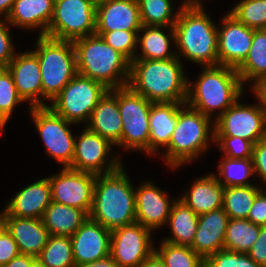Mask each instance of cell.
<instances>
[{
	"mask_svg": "<svg viewBox=\"0 0 266 267\" xmlns=\"http://www.w3.org/2000/svg\"><path fill=\"white\" fill-rule=\"evenodd\" d=\"M187 79L183 62L178 57L165 60L134 59L130 63L128 86L153 103H186Z\"/></svg>",
	"mask_w": 266,
	"mask_h": 267,
	"instance_id": "cell-1",
	"label": "cell"
},
{
	"mask_svg": "<svg viewBox=\"0 0 266 267\" xmlns=\"http://www.w3.org/2000/svg\"><path fill=\"white\" fill-rule=\"evenodd\" d=\"M89 218L113 230L136 222L135 188L124 169L96 175Z\"/></svg>",
	"mask_w": 266,
	"mask_h": 267,
	"instance_id": "cell-2",
	"label": "cell"
},
{
	"mask_svg": "<svg viewBox=\"0 0 266 267\" xmlns=\"http://www.w3.org/2000/svg\"><path fill=\"white\" fill-rule=\"evenodd\" d=\"M202 69L195 83L188 79L186 104L203 115H215V120L243 97L244 85L233 67L216 65Z\"/></svg>",
	"mask_w": 266,
	"mask_h": 267,
	"instance_id": "cell-3",
	"label": "cell"
},
{
	"mask_svg": "<svg viewBox=\"0 0 266 267\" xmlns=\"http://www.w3.org/2000/svg\"><path fill=\"white\" fill-rule=\"evenodd\" d=\"M204 8H181L174 25L175 51L180 60H185V57L188 61L200 64L202 67L216 66L218 65V24L213 22Z\"/></svg>",
	"mask_w": 266,
	"mask_h": 267,
	"instance_id": "cell-4",
	"label": "cell"
},
{
	"mask_svg": "<svg viewBox=\"0 0 266 267\" xmlns=\"http://www.w3.org/2000/svg\"><path fill=\"white\" fill-rule=\"evenodd\" d=\"M214 141V118L185 104L178 111L175 129L163 153L165 164L172 169L190 164L215 144Z\"/></svg>",
	"mask_w": 266,
	"mask_h": 267,
	"instance_id": "cell-5",
	"label": "cell"
},
{
	"mask_svg": "<svg viewBox=\"0 0 266 267\" xmlns=\"http://www.w3.org/2000/svg\"><path fill=\"white\" fill-rule=\"evenodd\" d=\"M77 71L82 76L103 83L108 89L128 86L130 62L93 34L73 41Z\"/></svg>",
	"mask_w": 266,
	"mask_h": 267,
	"instance_id": "cell-6",
	"label": "cell"
},
{
	"mask_svg": "<svg viewBox=\"0 0 266 267\" xmlns=\"http://www.w3.org/2000/svg\"><path fill=\"white\" fill-rule=\"evenodd\" d=\"M38 58L41 70L43 107L54 99L78 73L73 42L48 36H38L32 50Z\"/></svg>",
	"mask_w": 266,
	"mask_h": 267,
	"instance_id": "cell-7",
	"label": "cell"
},
{
	"mask_svg": "<svg viewBox=\"0 0 266 267\" xmlns=\"http://www.w3.org/2000/svg\"><path fill=\"white\" fill-rule=\"evenodd\" d=\"M108 90L103 83L77 73L48 106L74 125L88 123L97 103Z\"/></svg>",
	"mask_w": 266,
	"mask_h": 267,
	"instance_id": "cell-8",
	"label": "cell"
},
{
	"mask_svg": "<svg viewBox=\"0 0 266 267\" xmlns=\"http://www.w3.org/2000/svg\"><path fill=\"white\" fill-rule=\"evenodd\" d=\"M153 102L129 86L118 88V107L122 119L121 148L149 155V111Z\"/></svg>",
	"mask_w": 266,
	"mask_h": 267,
	"instance_id": "cell-9",
	"label": "cell"
},
{
	"mask_svg": "<svg viewBox=\"0 0 266 267\" xmlns=\"http://www.w3.org/2000/svg\"><path fill=\"white\" fill-rule=\"evenodd\" d=\"M96 2V0H55L46 36L73 42L95 34Z\"/></svg>",
	"mask_w": 266,
	"mask_h": 267,
	"instance_id": "cell-10",
	"label": "cell"
},
{
	"mask_svg": "<svg viewBox=\"0 0 266 267\" xmlns=\"http://www.w3.org/2000/svg\"><path fill=\"white\" fill-rule=\"evenodd\" d=\"M49 157L72 169L75 137L69 126L74 123L56 114L49 106L28 108Z\"/></svg>",
	"mask_w": 266,
	"mask_h": 267,
	"instance_id": "cell-11",
	"label": "cell"
},
{
	"mask_svg": "<svg viewBox=\"0 0 266 267\" xmlns=\"http://www.w3.org/2000/svg\"><path fill=\"white\" fill-rule=\"evenodd\" d=\"M82 131L75 137L72 169L101 175L114 172L123 165L119 155L111 152L114 145L110 141L86 126Z\"/></svg>",
	"mask_w": 266,
	"mask_h": 267,
	"instance_id": "cell-12",
	"label": "cell"
},
{
	"mask_svg": "<svg viewBox=\"0 0 266 267\" xmlns=\"http://www.w3.org/2000/svg\"><path fill=\"white\" fill-rule=\"evenodd\" d=\"M238 99L214 120L215 136H234L254 145L266 138V113L259 103L242 104Z\"/></svg>",
	"mask_w": 266,
	"mask_h": 267,
	"instance_id": "cell-13",
	"label": "cell"
},
{
	"mask_svg": "<svg viewBox=\"0 0 266 267\" xmlns=\"http://www.w3.org/2000/svg\"><path fill=\"white\" fill-rule=\"evenodd\" d=\"M152 234L137 222L111 230L110 255L118 267H140L154 252Z\"/></svg>",
	"mask_w": 266,
	"mask_h": 267,
	"instance_id": "cell-14",
	"label": "cell"
},
{
	"mask_svg": "<svg viewBox=\"0 0 266 267\" xmlns=\"http://www.w3.org/2000/svg\"><path fill=\"white\" fill-rule=\"evenodd\" d=\"M48 176L52 201L84 210L88 215L92 208L96 175L63 167Z\"/></svg>",
	"mask_w": 266,
	"mask_h": 267,
	"instance_id": "cell-15",
	"label": "cell"
},
{
	"mask_svg": "<svg viewBox=\"0 0 266 267\" xmlns=\"http://www.w3.org/2000/svg\"><path fill=\"white\" fill-rule=\"evenodd\" d=\"M218 25V65L237 68L247 57L254 29L239 22L227 12ZM220 27V28H219Z\"/></svg>",
	"mask_w": 266,
	"mask_h": 267,
	"instance_id": "cell-16",
	"label": "cell"
},
{
	"mask_svg": "<svg viewBox=\"0 0 266 267\" xmlns=\"http://www.w3.org/2000/svg\"><path fill=\"white\" fill-rule=\"evenodd\" d=\"M140 185L135 189L136 222L152 231L165 227L177 199H170L165 191L151 181Z\"/></svg>",
	"mask_w": 266,
	"mask_h": 267,
	"instance_id": "cell-17",
	"label": "cell"
},
{
	"mask_svg": "<svg viewBox=\"0 0 266 267\" xmlns=\"http://www.w3.org/2000/svg\"><path fill=\"white\" fill-rule=\"evenodd\" d=\"M11 73L19 97L28 101L29 108L43 107V89L40 64L31 50L16 53L6 67Z\"/></svg>",
	"mask_w": 266,
	"mask_h": 267,
	"instance_id": "cell-18",
	"label": "cell"
},
{
	"mask_svg": "<svg viewBox=\"0 0 266 267\" xmlns=\"http://www.w3.org/2000/svg\"><path fill=\"white\" fill-rule=\"evenodd\" d=\"M70 238L76 265L90 263L110 254L111 230L89 217Z\"/></svg>",
	"mask_w": 266,
	"mask_h": 267,
	"instance_id": "cell-19",
	"label": "cell"
},
{
	"mask_svg": "<svg viewBox=\"0 0 266 267\" xmlns=\"http://www.w3.org/2000/svg\"><path fill=\"white\" fill-rule=\"evenodd\" d=\"M142 26L138 1L111 0L96 2L95 31H139Z\"/></svg>",
	"mask_w": 266,
	"mask_h": 267,
	"instance_id": "cell-20",
	"label": "cell"
},
{
	"mask_svg": "<svg viewBox=\"0 0 266 267\" xmlns=\"http://www.w3.org/2000/svg\"><path fill=\"white\" fill-rule=\"evenodd\" d=\"M51 202V184L49 178L45 177L16 192L3 210L9 216L41 219Z\"/></svg>",
	"mask_w": 266,
	"mask_h": 267,
	"instance_id": "cell-21",
	"label": "cell"
},
{
	"mask_svg": "<svg viewBox=\"0 0 266 267\" xmlns=\"http://www.w3.org/2000/svg\"><path fill=\"white\" fill-rule=\"evenodd\" d=\"M0 217L17 243L20 254L38 257L46 246L49 232L42 219L9 216L4 210Z\"/></svg>",
	"mask_w": 266,
	"mask_h": 267,
	"instance_id": "cell-22",
	"label": "cell"
},
{
	"mask_svg": "<svg viewBox=\"0 0 266 267\" xmlns=\"http://www.w3.org/2000/svg\"><path fill=\"white\" fill-rule=\"evenodd\" d=\"M229 216L223 207L199 215L197 231L191 248L204 260L224 249Z\"/></svg>",
	"mask_w": 266,
	"mask_h": 267,
	"instance_id": "cell-23",
	"label": "cell"
},
{
	"mask_svg": "<svg viewBox=\"0 0 266 267\" xmlns=\"http://www.w3.org/2000/svg\"><path fill=\"white\" fill-rule=\"evenodd\" d=\"M86 127L121 147L122 119L118 107V88L109 89L94 108Z\"/></svg>",
	"mask_w": 266,
	"mask_h": 267,
	"instance_id": "cell-24",
	"label": "cell"
},
{
	"mask_svg": "<svg viewBox=\"0 0 266 267\" xmlns=\"http://www.w3.org/2000/svg\"><path fill=\"white\" fill-rule=\"evenodd\" d=\"M186 103H152L149 111V156L157 155L161 148H166L175 129L178 111Z\"/></svg>",
	"mask_w": 266,
	"mask_h": 267,
	"instance_id": "cell-25",
	"label": "cell"
},
{
	"mask_svg": "<svg viewBox=\"0 0 266 267\" xmlns=\"http://www.w3.org/2000/svg\"><path fill=\"white\" fill-rule=\"evenodd\" d=\"M55 0H15L7 17L12 27L35 30L46 36L54 12Z\"/></svg>",
	"mask_w": 266,
	"mask_h": 267,
	"instance_id": "cell-26",
	"label": "cell"
},
{
	"mask_svg": "<svg viewBox=\"0 0 266 267\" xmlns=\"http://www.w3.org/2000/svg\"><path fill=\"white\" fill-rule=\"evenodd\" d=\"M193 184L179 198L198 216L223 207L224 187L218 182L215 173L195 178Z\"/></svg>",
	"mask_w": 266,
	"mask_h": 267,
	"instance_id": "cell-27",
	"label": "cell"
},
{
	"mask_svg": "<svg viewBox=\"0 0 266 267\" xmlns=\"http://www.w3.org/2000/svg\"><path fill=\"white\" fill-rule=\"evenodd\" d=\"M166 28L170 30L169 35L164 32ZM172 42L175 47L174 26L143 25L139 30L137 41V49L140 52L136 53L135 59L165 60L177 57L176 51L171 50Z\"/></svg>",
	"mask_w": 266,
	"mask_h": 267,
	"instance_id": "cell-28",
	"label": "cell"
},
{
	"mask_svg": "<svg viewBox=\"0 0 266 267\" xmlns=\"http://www.w3.org/2000/svg\"><path fill=\"white\" fill-rule=\"evenodd\" d=\"M88 217L80 208L52 201L41 219L49 235L72 236Z\"/></svg>",
	"mask_w": 266,
	"mask_h": 267,
	"instance_id": "cell-29",
	"label": "cell"
},
{
	"mask_svg": "<svg viewBox=\"0 0 266 267\" xmlns=\"http://www.w3.org/2000/svg\"><path fill=\"white\" fill-rule=\"evenodd\" d=\"M199 216L183 201L177 198L172 205L167 224L170 234L163 241L183 246H192L197 231Z\"/></svg>",
	"mask_w": 266,
	"mask_h": 267,
	"instance_id": "cell-30",
	"label": "cell"
},
{
	"mask_svg": "<svg viewBox=\"0 0 266 267\" xmlns=\"http://www.w3.org/2000/svg\"><path fill=\"white\" fill-rule=\"evenodd\" d=\"M236 71L243 85L266 77V29L254 30L250 51Z\"/></svg>",
	"mask_w": 266,
	"mask_h": 267,
	"instance_id": "cell-31",
	"label": "cell"
},
{
	"mask_svg": "<svg viewBox=\"0 0 266 267\" xmlns=\"http://www.w3.org/2000/svg\"><path fill=\"white\" fill-rule=\"evenodd\" d=\"M261 191L262 186L259 184L224 187L223 209L229 219H247L253 202Z\"/></svg>",
	"mask_w": 266,
	"mask_h": 267,
	"instance_id": "cell-32",
	"label": "cell"
},
{
	"mask_svg": "<svg viewBox=\"0 0 266 267\" xmlns=\"http://www.w3.org/2000/svg\"><path fill=\"white\" fill-rule=\"evenodd\" d=\"M260 226L247 219H229L224 239V249L247 253L258 239Z\"/></svg>",
	"mask_w": 266,
	"mask_h": 267,
	"instance_id": "cell-33",
	"label": "cell"
},
{
	"mask_svg": "<svg viewBox=\"0 0 266 267\" xmlns=\"http://www.w3.org/2000/svg\"><path fill=\"white\" fill-rule=\"evenodd\" d=\"M222 157V161L217 166L219 173L218 175L215 174V177L223 187L255 184L249 181L255 175L252 158L236 159Z\"/></svg>",
	"mask_w": 266,
	"mask_h": 267,
	"instance_id": "cell-34",
	"label": "cell"
},
{
	"mask_svg": "<svg viewBox=\"0 0 266 267\" xmlns=\"http://www.w3.org/2000/svg\"><path fill=\"white\" fill-rule=\"evenodd\" d=\"M137 1L142 25L146 26H174L182 8L176 10L171 2L172 0Z\"/></svg>",
	"mask_w": 266,
	"mask_h": 267,
	"instance_id": "cell-35",
	"label": "cell"
},
{
	"mask_svg": "<svg viewBox=\"0 0 266 267\" xmlns=\"http://www.w3.org/2000/svg\"><path fill=\"white\" fill-rule=\"evenodd\" d=\"M38 258L46 267H74L76 264L70 236L49 235Z\"/></svg>",
	"mask_w": 266,
	"mask_h": 267,
	"instance_id": "cell-36",
	"label": "cell"
},
{
	"mask_svg": "<svg viewBox=\"0 0 266 267\" xmlns=\"http://www.w3.org/2000/svg\"><path fill=\"white\" fill-rule=\"evenodd\" d=\"M154 252L161 258L166 267H204L202 259L191 247L162 241Z\"/></svg>",
	"mask_w": 266,
	"mask_h": 267,
	"instance_id": "cell-37",
	"label": "cell"
},
{
	"mask_svg": "<svg viewBox=\"0 0 266 267\" xmlns=\"http://www.w3.org/2000/svg\"><path fill=\"white\" fill-rule=\"evenodd\" d=\"M24 101L19 97L13 77L7 68H0V135L14 109Z\"/></svg>",
	"mask_w": 266,
	"mask_h": 267,
	"instance_id": "cell-38",
	"label": "cell"
},
{
	"mask_svg": "<svg viewBox=\"0 0 266 267\" xmlns=\"http://www.w3.org/2000/svg\"><path fill=\"white\" fill-rule=\"evenodd\" d=\"M229 13L251 29H266V0H241Z\"/></svg>",
	"mask_w": 266,
	"mask_h": 267,
	"instance_id": "cell-39",
	"label": "cell"
},
{
	"mask_svg": "<svg viewBox=\"0 0 266 267\" xmlns=\"http://www.w3.org/2000/svg\"><path fill=\"white\" fill-rule=\"evenodd\" d=\"M139 31L115 30L95 31V34L121 53L130 63L135 59Z\"/></svg>",
	"mask_w": 266,
	"mask_h": 267,
	"instance_id": "cell-40",
	"label": "cell"
},
{
	"mask_svg": "<svg viewBox=\"0 0 266 267\" xmlns=\"http://www.w3.org/2000/svg\"><path fill=\"white\" fill-rule=\"evenodd\" d=\"M204 267H261L247 253L222 249L205 260Z\"/></svg>",
	"mask_w": 266,
	"mask_h": 267,
	"instance_id": "cell-41",
	"label": "cell"
},
{
	"mask_svg": "<svg viewBox=\"0 0 266 267\" xmlns=\"http://www.w3.org/2000/svg\"><path fill=\"white\" fill-rule=\"evenodd\" d=\"M214 142L227 158H252L254 144L251 141L234 136H215Z\"/></svg>",
	"mask_w": 266,
	"mask_h": 267,
	"instance_id": "cell-42",
	"label": "cell"
},
{
	"mask_svg": "<svg viewBox=\"0 0 266 267\" xmlns=\"http://www.w3.org/2000/svg\"><path fill=\"white\" fill-rule=\"evenodd\" d=\"M10 26L12 27L6 18L0 17V68H6L17 53L13 46Z\"/></svg>",
	"mask_w": 266,
	"mask_h": 267,
	"instance_id": "cell-43",
	"label": "cell"
},
{
	"mask_svg": "<svg viewBox=\"0 0 266 267\" xmlns=\"http://www.w3.org/2000/svg\"><path fill=\"white\" fill-rule=\"evenodd\" d=\"M19 254L17 243L7 231L6 225L0 217V267L9 263Z\"/></svg>",
	"mask_w": 266,
	"mask_h": 267,
	"instance_id": "cell-44",
	"label": "cell"
},
{
	"mask_svg": "<svg viewBox=\"0 0 266 267\" xmlns=\"http://www.w3.org/2000/svg\"><path fill=\"white\" fill-rule=\"evenodd\" d=\"M252 160L255 174L259 175L266 187V138L253 146Z\"/></svg>",
	"mask_w": 266,
	"mask_h": 267,
	"instance_id": "cell-45",
	"label": "cell"
},
{
	"mask_svg": "<svg viewBox=\"0 0 266 267\" xmlns=\"http://www.w3.org/2000/svg\"><path fill=\"white\" fill-rule=\"evenodd\" d=\"M247 220L259 226L266 225V194L263 191L256 196Z\"/></svg>",
	"mask_w": 266,
	"mask_h": 267,
	"instance_id": "cell-46",
	"label": "cell"
},
{
	"mask_svg": "<svg viewBox=\"0 0 266 267\" xmlns=\"http://www.w3.org/2000/svg\"><path fill=\"white\" fill-rule=\"evenodd\" d=\"M247 254L261 267H266V225L260 226L258 239L252 245Z\"/></svg>",
	"mask_w": 266,
	"mask_h": 267,
	"instance_id": "cell-47",
	"label": "cell"
},
{
	"mask_svg": "<svg viewBox=\"0 0 266 267\" xmlns=\"http://www.w3.org/2000/svg\"><path fill=\"white\" fill-rule=\"evenodd\" d=\"M250 87L251 91H253L252 93H254V96L258 100L260 107L266 113V77L259 79Z\"/></svg>",
	"mask_w": 266,
	"mask_h": 267,
	"instance_id": "cell-48",
	"label": "cell"
},
{
	"mask_svg": "<svg viewBox=\"0 0 266 267\" xmlns=\"http://www.w3.org/2000/svg\"><path fill=\"white\" fill-rule=\"evenodd\" d=\"M74 267H118V264L109 254L108 256L98 259L90 263H83L75 265Z\"/></svg>",
	"mask_w": 266,
	"mask_h": 267,
	"instance_id": "cell-49",
	"label": "cell"
},
{
	"mask_svg": "<svg viewBox=\"0 0 266 267\" xmlns=\"http://www.w3.org/2000/svg\"><path fill=\"white\" fill-rule=\"evenodd\" d=\"M34 258L35 257L31 255L19 254L2 267H30V264Z\"/></svg>",
	"mask_w": 266,
	"mask_h": 267,
	"instance_id": "cell-50",
	"label": "cell"
},
{
	"mask_svg": "<svg viewBox=\"0 0 266 267\" xmlns=\"http://www.w3.org/2000/svg\"><path fill=\"white\" fill-rule=\"evenodd\" d=\"M140 267H166L161 258L153 252Z\"/></svg>",
	"mask_w": 266,
	"mask_h": 267,
	"instance_id": "cell-51",
	"label": "cell"
},
{
	"mask_svg": "<svg viewBox=\"0 0 266 267\" xmlns=\"http://www.w3.org/2000/svg\"><path fill=\"white\" fill-rule=\"evenodd\" d=\"M15 0H0V17L7 19Z\"/></svg>",
	"mask_w": 266,
	"mask_h": 267,
	"instance_id": "cell-52",
	"label": "cell"
},
{
	"mask_svg": "<svg viewBox=\"0 0 266 267\" xmlns=\"http://www.w3.org/2000/svg\"><path fill=\"white\" fill-rule=\"evenodd\" d=\"M202 0H188V7H204Z\"/></svg>",
	"mask_w": 266,
	"mask_h": 267,
	"instance_id": "cell-53",
	"label": "cell"
},
{
	"mask_svg": "<svg viewBox=\"0 0 266 267\" xmlns=\"http://www.w3.org/2000/svg\"><path fill=\"white\" fill-rule=\"evenodd\" d=\"M30 267H46V266L42 263V261L38 257H35L32 260Z\"/></svg>",
	"mask_w": 266,
	"mask_h": 267,
	"instance_id": "cell-54",
	"label": "cell"
},
{
	"mask_svg": "<svg viewBox=\"0 0 266 267\" xmlns=\"http://www.w3.org/2000/svg\"><path fill=\"white\" fill-rule=\"evenodd\" d=\"M180 7H188V0L182 1Z\"/></svg>",
	"mask_w": 266,
	"mask_h": 267,
	"instance_id": "cell-55",
	"label": "cell"
},
{
	"mask_svg": "<svg viewBox=\"0 0 266 267\" xmlns=\"http://www.w3.org/2000/svg\"><path fill=\"white\" fill-rule=\"evenodd\" d=\"M266 187H262V191L266 194V189H265Z\"/></svg>",
	"mask_w": 266,
	"mask_h": 267,
	"instance_id": "cell-56",
	"label": "cell"
},
{
	"mask_svg": "<svg viewBox=\"0 0 266 267\" xmlns=\"http://www.w3.org/2000/svg\"><path fill=\"white\" fill-rule=\"evenodd\" d=\"M97 1H111V0H97ZM135 1H137V0H135Z\"/></svg>",
	"mask_w": 266,
	"mask_h": 267,
	"instance_id": "cell-57",
	"label": "cell"
}]
</instances>
